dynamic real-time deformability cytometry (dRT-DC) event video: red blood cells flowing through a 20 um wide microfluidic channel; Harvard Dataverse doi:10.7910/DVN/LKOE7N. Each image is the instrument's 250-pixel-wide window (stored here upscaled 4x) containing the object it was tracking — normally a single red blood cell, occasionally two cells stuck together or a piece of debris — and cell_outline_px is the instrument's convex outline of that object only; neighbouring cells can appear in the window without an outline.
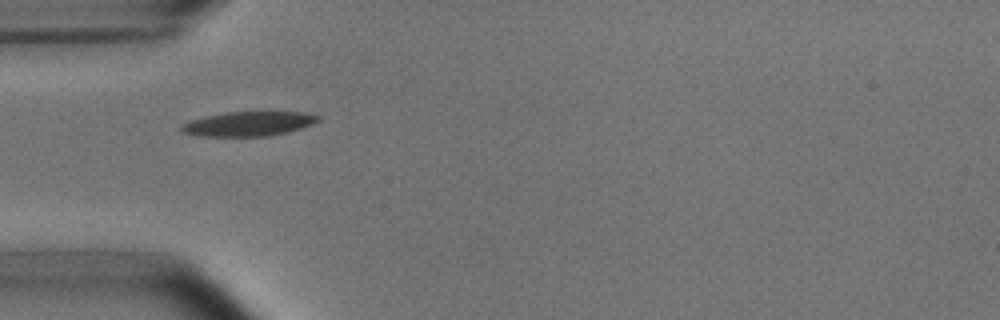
{"species": "common noctule bat (a hibernating species)", "species_latin": "Nyctalus noctula", "temperature_condition": "room temperature", "stored_images_in_passage": 1, "camera_frame_rate_fps": 3000, "um_per_image_px": 0.085, "animal": {"sex": "male", "body_mass_g": 15.6}, "frame": {"image": 1, "passage_image": 1, "time_ms": 0.0, "image_size_px": [1000, 320], "cell_outline_px": [[320, 120], [312, 124], [300, 128], [268, 136], [200, 136], [184, 132], [180, 128], [184, 124], [192, 120], [208, 116], [228, 112], [304, 112], [320, 116]], "centroid_in_image_um": [21.17, 10.52], "position_along_channel_um": 63.8, "area_um2": 19.07}}